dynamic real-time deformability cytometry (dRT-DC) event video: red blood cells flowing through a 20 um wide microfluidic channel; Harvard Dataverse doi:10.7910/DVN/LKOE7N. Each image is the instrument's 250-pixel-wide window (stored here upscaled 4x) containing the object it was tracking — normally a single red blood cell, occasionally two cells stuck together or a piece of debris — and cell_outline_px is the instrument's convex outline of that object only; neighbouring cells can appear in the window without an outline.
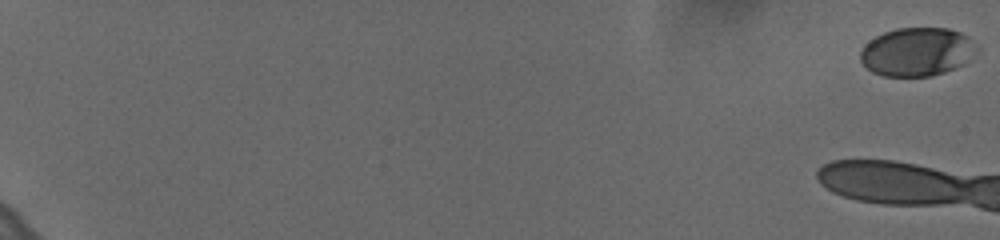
{"species": "human", "species_latin": "Homo sapiens", "temperature_condition": "cold", "stored_images_in_passage": 12, "camera_frame_rate_fps": 3000, "um_per_image_px": 0.085, "donor": {"sex": "female"}, "frame": {"image": 1, "passage_image": 1, "time_ms": 0.0, "image_size_px": [1000, 240], "cell_outline_px": [[980, 52], [964, 64], [956, 68], [932, 76], [884, 76], [872, 72], [860, 60], [860, 52], [864, 44], [876, 36], [884, 32], [896, 28], [948, 28], [960, 32], [968, 36], [980, 48]], "centroid_in_image_um": [78.0, 4.4], "position_along_channel_um": 7.0, "area_um2": 33.35}}